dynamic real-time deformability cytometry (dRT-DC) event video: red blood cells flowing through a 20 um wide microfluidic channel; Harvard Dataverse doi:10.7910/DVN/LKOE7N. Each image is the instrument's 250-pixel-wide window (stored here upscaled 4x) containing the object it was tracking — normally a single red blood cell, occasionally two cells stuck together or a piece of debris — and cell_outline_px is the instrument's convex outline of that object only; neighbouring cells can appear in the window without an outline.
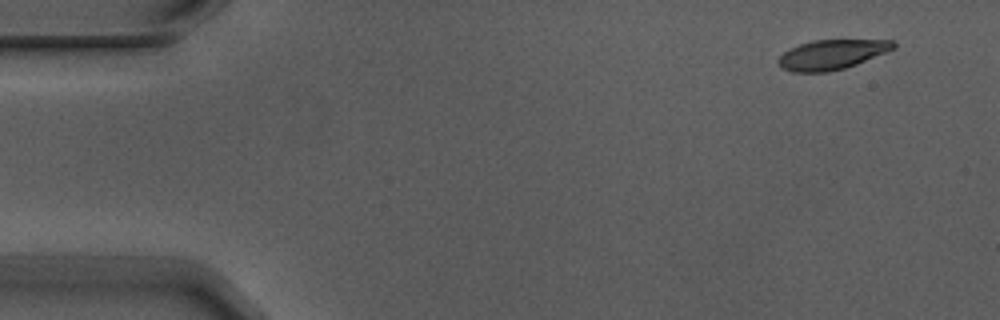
{"species": "Egyptian fruit bat (a non-hibernating species)", "species_latin": "Rousettus aegyptiacus", "temperature_condition": "warm", "stored_images_in_passage": 4, "camera_frame_rate_fps": 3000, "um_per_image_px": 0.085, "animal": {"sex": "male"}, "frame": {"image": 1, "passage_image": 1, "time_ms": 0.0, "image_size_px": [1000, 320], "cell_outline_px": [[896, 48], [856, 64], [844, 68], [828, 72], [792, 72], [784, 68], [780, 64], [780, 56], [784, 52], [800, 44], [812, 40], [892, 40], [896, 44]], "centroid_in_image_um": [70.74, 4.63], "position_along_channel_um": 14.3, "area_um2": 19.59}}
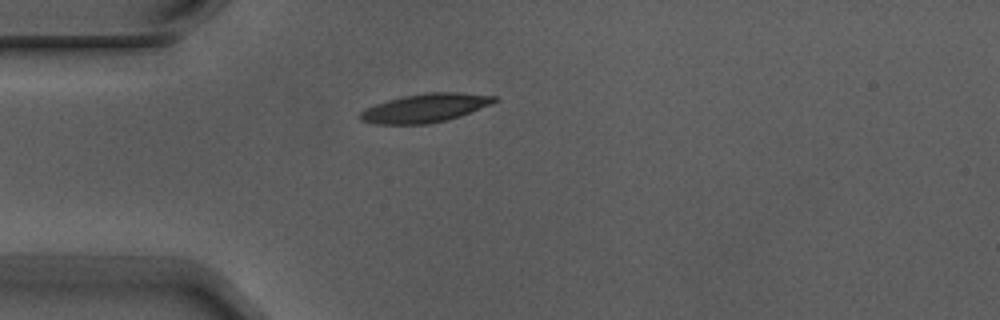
{"frame": {"image": 2, "passage_image": 4, "time_ms": 1.0, "image_size_px": [1000, 320], "cell_outline_px": [[496, 100], [492, 104], [460, 116], [428, 124], [376, 124], [360, 120], [360, 112], [376, 104], [388, 100], [404, 96], [428, 92], [460, 92], [496, 96]], "centroid_in_image_um": [36.16, 9.18], "position_along_channel_um": 48.8, "area_um2": 22.14}}